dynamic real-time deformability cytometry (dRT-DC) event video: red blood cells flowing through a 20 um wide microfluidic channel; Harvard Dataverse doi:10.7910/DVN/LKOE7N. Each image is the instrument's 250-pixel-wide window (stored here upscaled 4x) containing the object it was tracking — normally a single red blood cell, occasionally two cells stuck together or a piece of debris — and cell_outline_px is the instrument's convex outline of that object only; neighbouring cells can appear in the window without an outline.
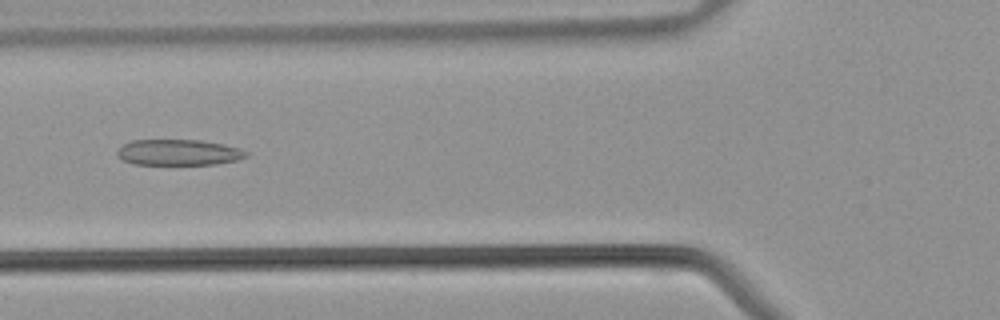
{"species": "common noctule bat (a hibernating species)", "species_latin": "Nyctalus noctula", "temperature_condition": "warm", "stored_images_in_passage": 35, "camera_frame_rate_fps": 3000, "um_per_image_px": 0.085, "animal": {"sex": "male", "body_mass_g": 21.5, "forearm_length_mm": 52.0}, "frame": {"image": 1, "passage_image": 9, "time_ms": 2.667, "image_size_px": [1000, 320], "cell_outline_px": [[248, 156], [236, 160], [216, 164], [132, 164], [116, 156], [116, 152], [124, 144], [132, 140], [200, 140], [224, 144], [248, 152]], "centroid_in_image_um": [15.16, 12.95], "position_along_channel_um": 110.6, "area_um2": 19.31}}
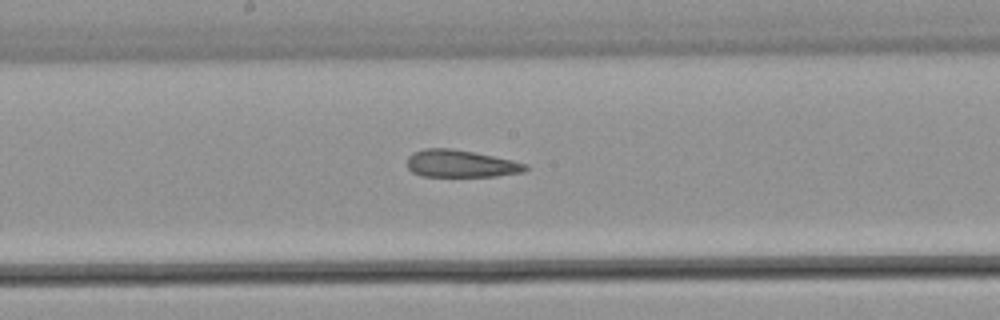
{"frame": {"image": 2, "passage_image": 15, "time_ms": 4.667, "image_size_px": [1000, 320], "cell_outline_px": [[528, 168], [524, 172], [496, 176], [420, 176], [412, 172], [408, 168], [408, 156], [412, 152], [424, 148], [448, 148], [472, 152], [512, 160], [528, 164]], "centroid_in_image_um": [39.15, 13.91], "position_along_channel_um": 209.1, "area_um2": 18.79}}
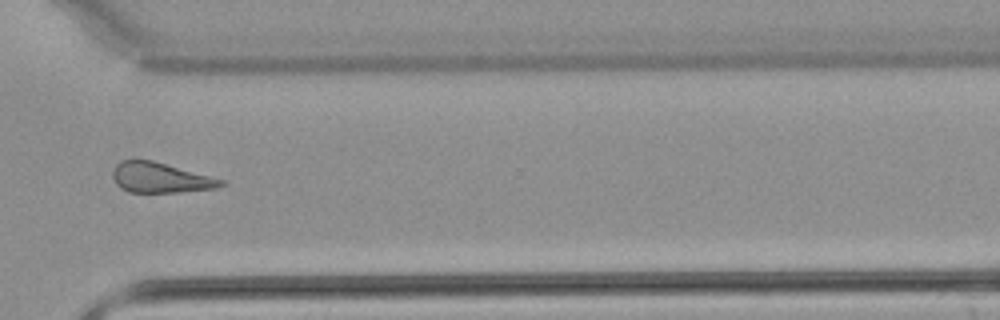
{"frame": {"image": 3, "passage_image": 24, "time_ms": 7.667, "image_size_px": [1000, 320], "cell_outline_px": [[228, 184], [212, 188], [176, 192], [128, 192], [120, 188], [116, 184], [112, 176], [112, 172], [116, 164], [120, 160], [136, 156], [152, 160], [228, 180]], "centroid_in_image_um": [13.6, 15.06], "position_along_channel_um": 357.0, "area_um2": 19.65}}